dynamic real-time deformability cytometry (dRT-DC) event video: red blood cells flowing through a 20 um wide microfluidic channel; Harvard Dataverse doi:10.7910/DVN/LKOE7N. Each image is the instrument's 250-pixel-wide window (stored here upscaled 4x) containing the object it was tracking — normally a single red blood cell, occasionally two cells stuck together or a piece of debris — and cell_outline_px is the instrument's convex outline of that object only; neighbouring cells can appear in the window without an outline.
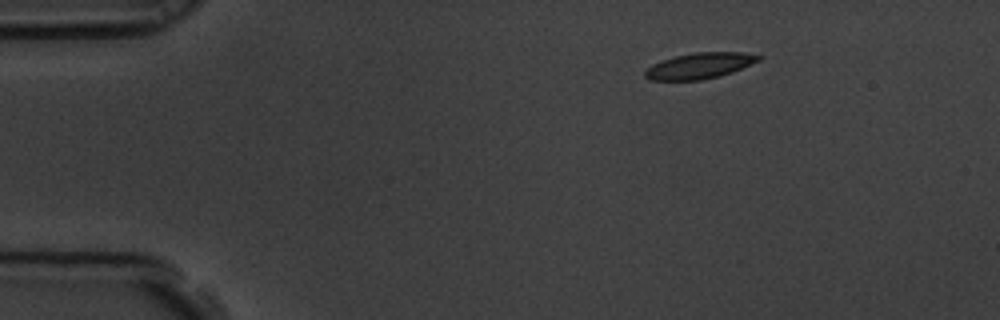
{"species": "common noctule bat (a hibernating species)", "species_latin": "Nyctalus noctula", "temperature_condition": "room temperature", "stored_images_in_passage": 6, "camera_frame_rate_fps": 3000, "um_per_image_px": 0.085, "animal": {"sex": "male", "body_mass_g": 19.5, "forearm_length_mm": 54.6}, "frame": {"image": 1, "passage_image": 1, "time_ms": 0.0, "image_size_px": [1000, 320], "cell_outline_px": [[764, 56], [760, 60], [732, 72], [720, 76], [700, 80], [648, 80], [644, 76], [644, 72], [652, 64], [660, 60], [676, 56], [696, 52], [744, 52]], "centroid_in_image_um": [59.46, 5.58], "position_along_channel_um": 25.5, "area_um2": 17.17}}
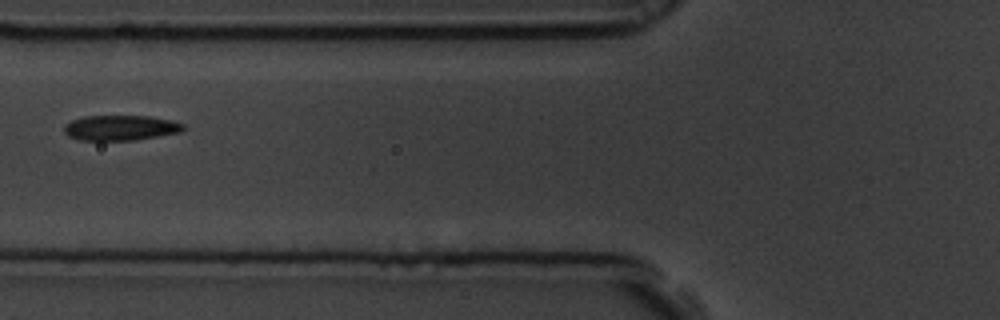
{"frame": {"image": 2, "passage_image": 5, "time_ms": 1.333, "image_size_px": [1000, 320], "cell_outline_px": [[184, 128], [180, 132], [136, 140], [80, 140], [68, 136], [64, 132], [64, 124], [72, 120], [84, 116], [148, 116], [172, 120], [184, 124]], "centroid_in_image_um": [10.23, 10.86], "position_along_channel_um": 115.6, "area_um2": 17.51}}
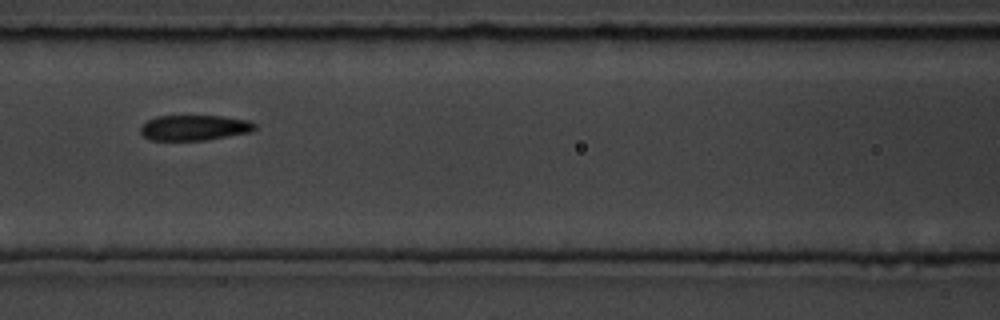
{"frame": {"image": 3, "passage_image": 6, "time_ms": 1.667, "image_size_px": [1000, 320], "cell_outline_px": [[256, 128], [252, 132], [204, 140], [148, 140], [140, 132], [140, 124], [156, 116], [224, 116], [248, 120], [256, 124]], "centroid_in_image_um": [16.5, 10.85], "position_along_channel_um": 150.1, "area_um2": 17.05}}